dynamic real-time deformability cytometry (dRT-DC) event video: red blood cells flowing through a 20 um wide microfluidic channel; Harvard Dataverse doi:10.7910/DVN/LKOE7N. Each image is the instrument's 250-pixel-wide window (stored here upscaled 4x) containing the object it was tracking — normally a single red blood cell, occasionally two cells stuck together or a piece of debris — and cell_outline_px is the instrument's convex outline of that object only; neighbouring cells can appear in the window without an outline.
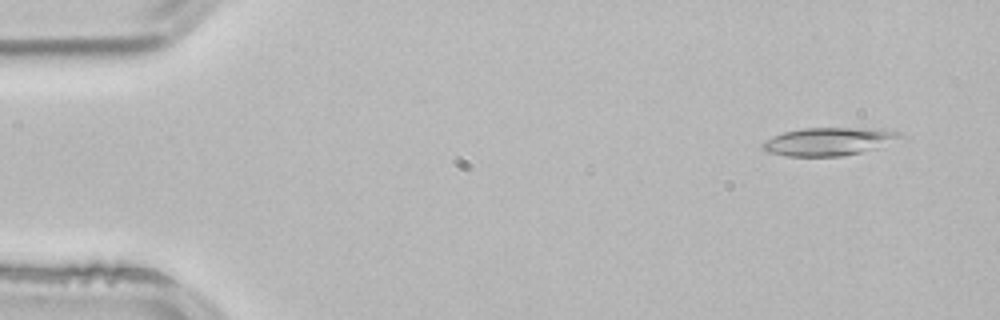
{"species": "common noctule bat (a hibernating species)", "species_latin": "Nyctalus noctula", "temperature_condition": "room temperature", "stored_images_in_passage": 4, "camera_frame_rate_fps": 3000, "um_per_image_px": 0.085, "animal": {"sex": "male", "body_mass_g": 21.5, "forearm_length_mm": 52.0}, "frame": {"image": 1, "passage_image": 1, "time_ms": 0.0, "image_size_px": [1000, 320], "cell_outline_px": [[900, 136], [876, 148], [860, 152], [840, 156], [788, 156], [768, 152], [760, 144], [764, 140], [772, 136], [784, 132], [804, 128], [868, 128], [900, 132]], "centroid_in_image_um": [70.33, 12.02], "position_along_channel_um": 14.7, "area_um2": 21.91}}
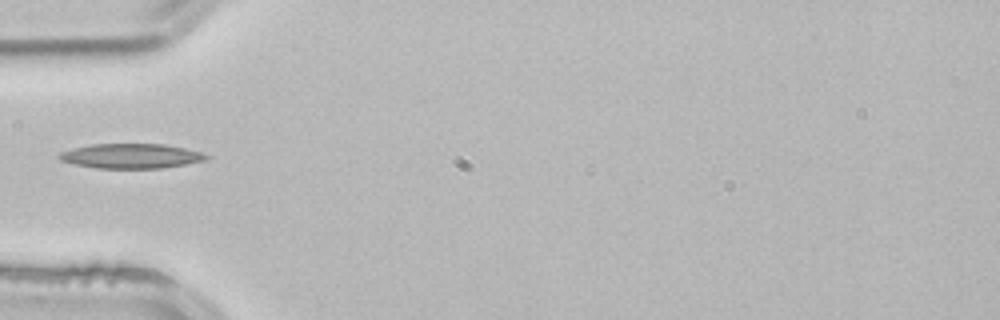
{"frame": {"image": 2, "passage_image": 4, "time_ms": 1.0, "image_size_px": [1000, 320], "cell_outline_px": [[212, 156], [204, 160], [184, 164], [160, 168], [96, 168], [76, 164], [60, 160], [56, 156], [60, 152], [72, 148], [92, 144], [164, 144], [184, 148], [200, 152]], "centroid_in_image_um": [11.11, 13.25], "position_along_channel_um": 73.9, "area_um2": 21.04}}